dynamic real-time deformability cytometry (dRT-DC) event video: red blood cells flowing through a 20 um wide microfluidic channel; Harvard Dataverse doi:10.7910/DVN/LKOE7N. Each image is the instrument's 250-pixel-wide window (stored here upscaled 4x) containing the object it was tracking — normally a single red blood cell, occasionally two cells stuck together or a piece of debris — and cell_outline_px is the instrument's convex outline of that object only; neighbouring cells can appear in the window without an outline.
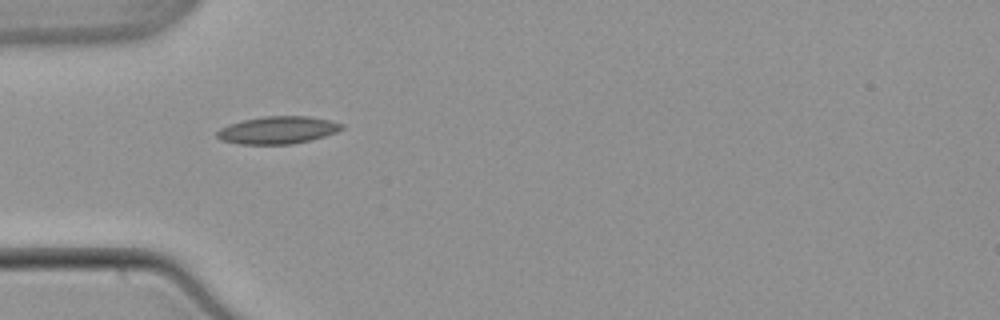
{"species": "common noctule bat (a hibernating species)", "species_latin": "Nyctalus noctula", "temperature_condition": "warm", "stored_images_in_passage": 38, "camera_frame_rate_fps": 3000, "um_per_image_px": 0.085, "animal": {"sex": "male", "body_mass_g": 21.5, "forearm_length_mm": 52.0}, "frame": {"image": 1, "passage_image": 1, "time_ms": 0.0, "image_size_px": [1000, 320], "cell_outline_px": [[344, 128], [336, 132], [324, 136], [292, 144], [240, 144], [220, 140], [216, 136], [216, 132], [220, 128], [228, 124], [244, 120], [264, 116], [308, 116], [328, 120], [344, 124]], "centroid_in_image_um": [23.58, 11.05], "position_along_channel_um": 61.4, "area_um2": 19.88}}
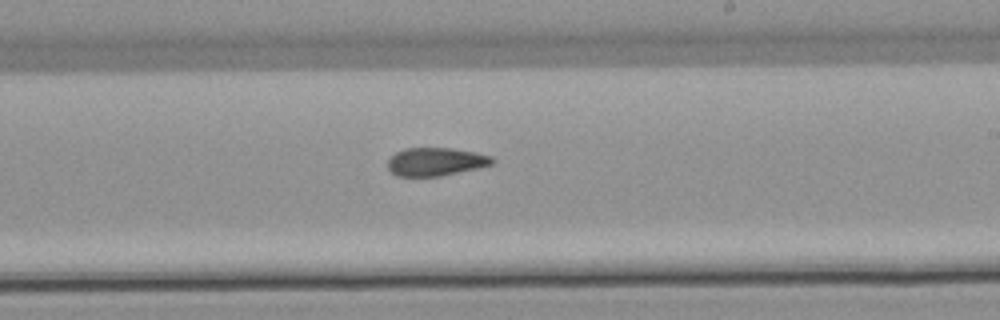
{"frame": {"image": 2, "passage_image": 16, "time_ms": 5.0, "image_size_px": [1000, 320], "cell_outline_px": [[496, 164], [480, 168], [440, 176], [396, 176], [388, 168], [388, 160], [396, 152], [404, 148], [452, 148], [476, 152], [492, 156], [496, 160]], "centroid_in_image_um": [37.1, 13.74], "position_along_channel_um": 251.9, "area_um2": 17.4}}
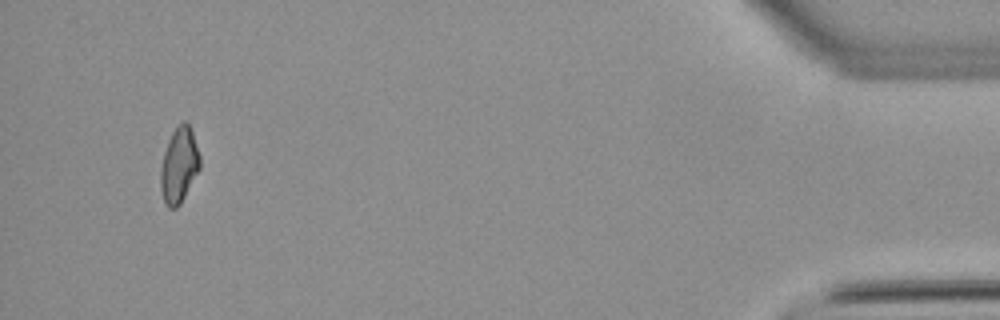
{"frame": {"image": 3, "passage_image": 35, "time_ms": 11.333, "image_size_px": [1000, 320], "cell_outline_px": [[200, 168], [180, 204], [176, 208], [168, 208], [164, 200], [160, 188], [160, 168], [164, 152], [168, 140], [172, 132], [184, 120], [188, 124], [192, 132], [200, 156]], "centroid_in_image_um": [15.21, 14.06], "position_along_channel_um": 420.0, "area_um2": 17.11}, "authors_computed_cell_mechanics": {"area_um2": 17.629, "velocity_mm_per_s": 3.8616, "shape_relaxation_time_tau1_ms": 8.5604, "shape_relaxation_time_tau2_ms": 3.1398, "deformation_change_tau1": 0.1952, "deformation_change_tau2": 0.0947}}